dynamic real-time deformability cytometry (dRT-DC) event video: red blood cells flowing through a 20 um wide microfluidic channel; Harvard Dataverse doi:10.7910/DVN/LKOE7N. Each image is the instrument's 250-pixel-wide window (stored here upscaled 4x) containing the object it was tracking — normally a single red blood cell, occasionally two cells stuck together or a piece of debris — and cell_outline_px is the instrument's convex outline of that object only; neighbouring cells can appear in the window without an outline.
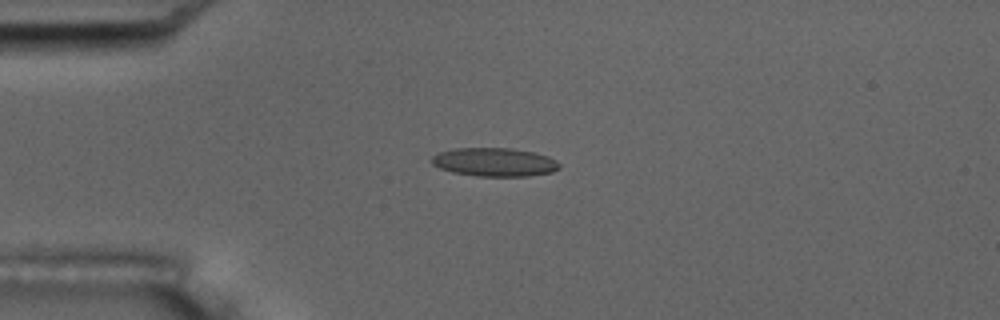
{"species": "common noctule bat (a hibernating species)", "species_latin": "Nyctalus noctula", "temperature_condition": "room temperature", "stored_images_in_passage": 6, "camera_frame_rate_fps": 3000, "um_per_image_px": 0.085, "animal": {"sex": "male", "body_mass_g": 17.5, "forearm_length_mm": 52.3}, "frame": {"image": 1, "passage_image": 4, "time_ms": 4.333, "image_size_px": [1000, 320], "cell_outline_px": [[560, 168], [552, 172], [528, 176], [476, 176], [452, 172], [440, 168], [432, 164], [428, 160], [436, 152], [456, 148], [512, 148], [532, 152], [548, 156], [556, 160], [560, 164]], "centroid_in_image_um": [41.99, 13.77], "position_along_channel_um": 43.0, "area_um2": 21.44}}